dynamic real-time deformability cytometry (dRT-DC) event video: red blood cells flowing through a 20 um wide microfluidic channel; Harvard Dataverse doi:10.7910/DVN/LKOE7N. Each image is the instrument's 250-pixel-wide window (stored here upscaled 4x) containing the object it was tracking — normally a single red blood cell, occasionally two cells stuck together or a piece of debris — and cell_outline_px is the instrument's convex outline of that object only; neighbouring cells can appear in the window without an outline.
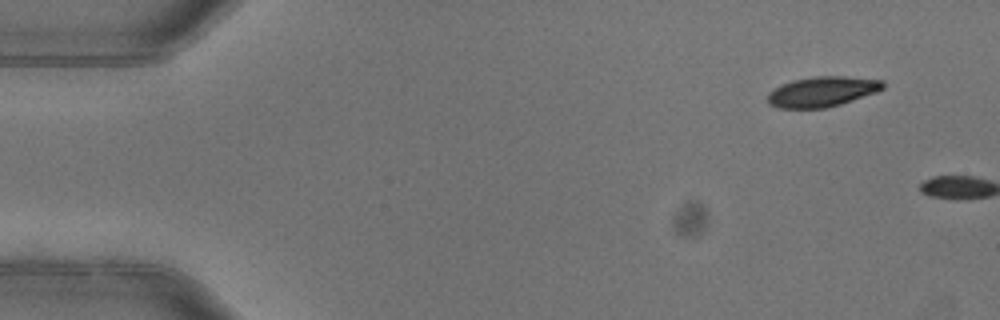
{"species": "common noctule bat (a hibernating species)", "species_latin": "Nyctalus noctula", "temperature_condition": "warm", "stored_images_in_passage": 2, "camera_frame_rate_fps": 3000, "um_per_image_px": 0.085, "animal": {"sex": "female"}, "frame": {"image": 1, "passage_image": 1, "time_ms": 0.0, "image_size_px": [1000, 320], "cell_outline_px": [[884, 88], [876, 92], [840, 104], [824, 108], [780, 108], [768, 104], [768, 92], [792, 80], [816, 76], [844, 76], [884, 80]], "centroid_in_image_um": [69.9, 7.78], "position_along_channel_um": 15.1, "area_um2": 20.11}}